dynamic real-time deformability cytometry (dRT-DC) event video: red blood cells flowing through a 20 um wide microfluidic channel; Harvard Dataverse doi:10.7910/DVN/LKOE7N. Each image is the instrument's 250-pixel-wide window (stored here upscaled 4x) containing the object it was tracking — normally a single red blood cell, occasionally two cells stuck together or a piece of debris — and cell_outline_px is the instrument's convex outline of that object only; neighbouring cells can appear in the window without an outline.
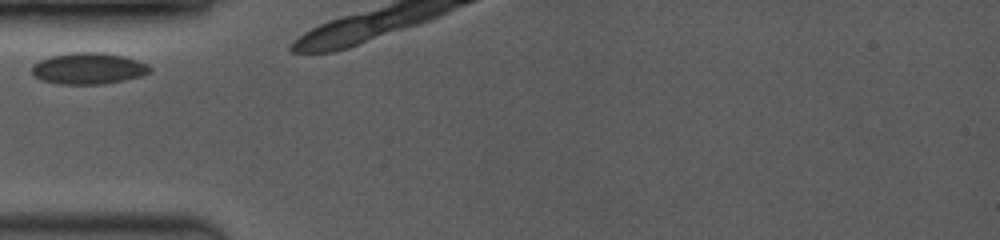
{"species": "common noctule bat (a hibernating species)", "species_latin": "Nyctalus noctula", "temperature_condition": "room temperature", "stored_images_in_passage": 3, "camera_frame_rate_fps": 3500, "um_per_image_px": 0.085, "animal": {"sex": "female", "body_mass_g": 19.0, "forearm_length_mm": 53.3}, "frame": {"image": 1, "passage_image": 1, "time_ms": 0.0, "image_size_px": [1000, 240], "cell_outline_px": [[152, 72], [140, 76], [124, 80], [104, 84], [60, 84], [40, 80], [32, 72], [32, 64], [40, 60], [52, 56], [72, 52], [104, 52], [124, 56], [148, 64], [152, 68]], "centroid_in_image_um": [7.54, 5.82], "position_along_channel_um": 77.5, "area_um2": 21.68}}